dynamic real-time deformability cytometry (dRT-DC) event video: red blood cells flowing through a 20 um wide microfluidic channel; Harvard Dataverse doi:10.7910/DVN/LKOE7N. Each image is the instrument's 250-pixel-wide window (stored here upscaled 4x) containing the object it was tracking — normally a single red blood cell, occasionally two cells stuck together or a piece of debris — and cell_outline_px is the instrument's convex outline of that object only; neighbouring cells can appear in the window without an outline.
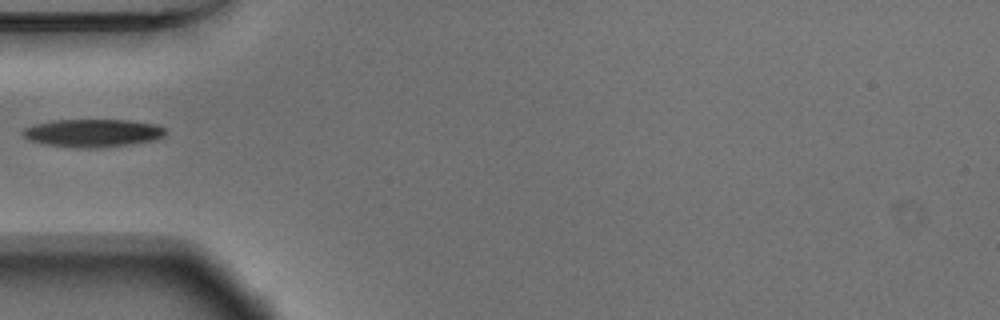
{"species": "Egyptian fruit bat (a non-hibernating species)", "species_latin": "Rousettus aegyptiacus", "temperature_condition": "warm", "stored_images_in_passage": 5, "camera_frame_rate_fps": 3000, "um_per_image_px": 0.085, "animal": {"sex": "male"}, "frame": {"image": 1, "passage_image": 1, "time_ms": 0.0, "image_size_px": [1000, 320], "cell_outline_px": [[168, 132], [164, 136], [156, 140], [104, 148], [80, 148], [44, 144], [28, 140], [20, 132], [24, 128], [36, 124], [52, 120], [132, 120], [156, 124], [168, 128]], "centroid_in_image_um": [7.94, 11.31], "position_along_channel_um": 77.1, "area_um2": 23.64}}